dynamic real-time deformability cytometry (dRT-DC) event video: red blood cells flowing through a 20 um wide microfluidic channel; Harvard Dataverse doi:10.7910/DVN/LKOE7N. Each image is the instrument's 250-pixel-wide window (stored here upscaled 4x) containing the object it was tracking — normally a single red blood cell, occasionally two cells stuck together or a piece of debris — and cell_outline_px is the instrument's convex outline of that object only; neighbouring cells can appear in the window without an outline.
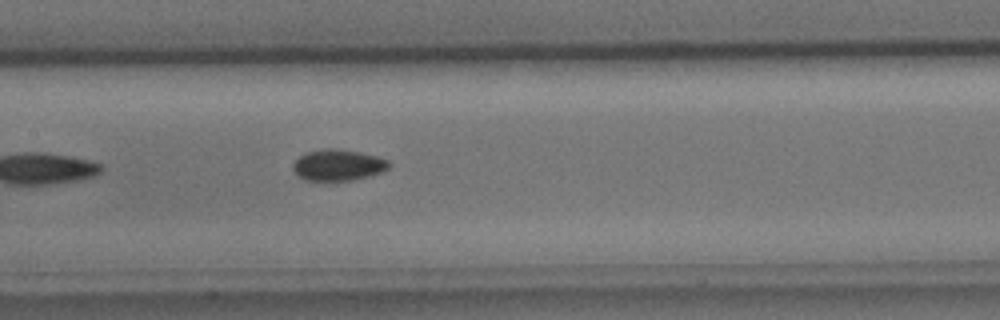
{"species": "common noctule bat (a hibernating species)", "species_latin": "Nyctalus noctula", "temperature_condition": "cold", "stored_images_in_passage": 5, "camera_frame_rate_fps": 3000, "um_per_image_px": 0.085, "animal": {"sex": "male", "body_mass_g": 15.6}, "frame": {"image": 1, "passage_image": 5, "time_ms": 5.667, "image_size_px": [1000, 320], "cell_outline_px": [[392, 164], [384, 172], [352, 180], [304, 180], [292, 168], [292, 164], [300, 156], [308, 152], [324, 148], [332, 148], [360, 152], [376, 156], [388, 160]], "centroid_in_image_um": [28.77, 14.02], "position_along_channel_um": 178.6, "area_um2": 17.34}}